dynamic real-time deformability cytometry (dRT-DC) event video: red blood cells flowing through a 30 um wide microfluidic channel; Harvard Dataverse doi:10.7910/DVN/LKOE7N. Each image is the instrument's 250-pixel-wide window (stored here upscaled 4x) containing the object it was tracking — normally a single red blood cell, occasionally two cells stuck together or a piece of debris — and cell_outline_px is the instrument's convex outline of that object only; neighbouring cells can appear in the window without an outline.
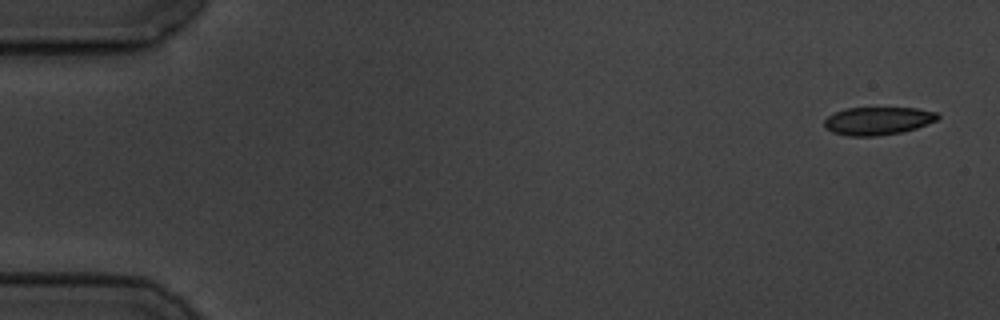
{"species": "common noctule bat (a hibernating species)", "species_latin": "Nyctalus noctula", "temperature_condition": "cold", "stored_images_in_passage": 15, "camera_frame_rate_fps": 3000, "um_per_image_px": 0.085, "animal": {"sex": "male", "body_mass_g": 19.5, "forearm_length_mm": 54.6}, "frame": {"image": 1, "passage_image": 1, "time_ms": 0.0, "image_size_px": [1000, 320], "cell_outline_px": [[940, 116], [936, 120], [916, 128], [904, 132], [876, 136], [848, 136], [832, 132], [824, 124], [824, 120], [828, 116], [844, 108], [916, 108], [936, 112]], "centroid_in_image_um": [74.62, 10.27], "position_along_channel_um": 10.4, "area_um2": 18.38}}
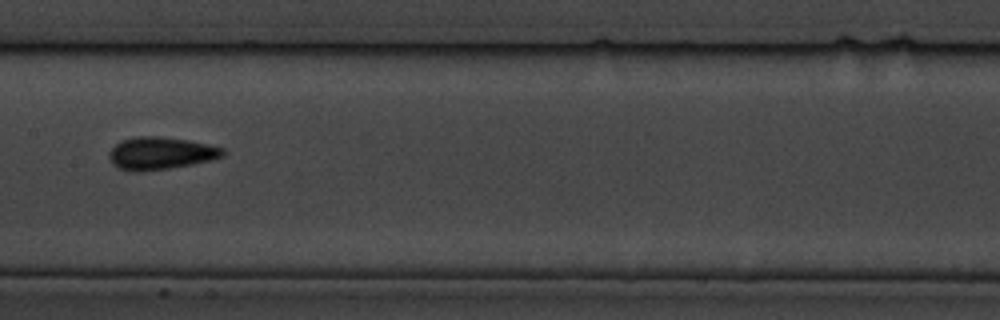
{"frame": {"image": 2, "passage_image": 8, "time_ms": 9.0, "image_size_px": [1000, 320], "cell_outline_px": [[224, 156], [192, 164], [168, 168], [136, 172], [132, 172], [116, 168], [112, 164], [108, 156], [108, 152], [120, 140], [136, 136], [156, 136], [188, 140], [224, 148]], "centroid_in_image_um": [13.58, 13.03], "position_along_channel_um": 193.8, "area_um2": 21.5}}
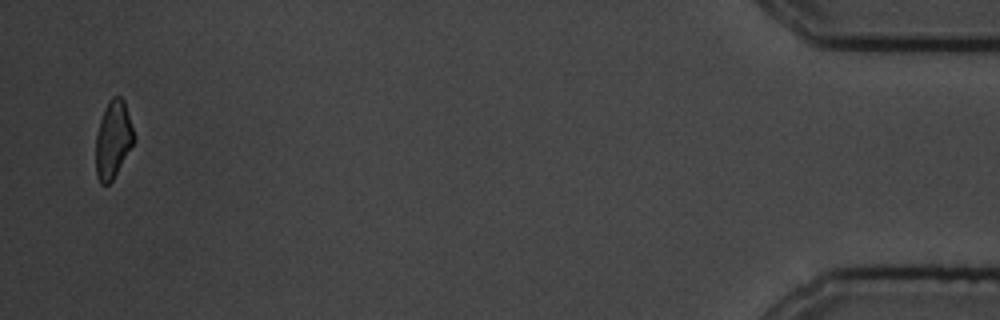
{"frame": {"image": 3, "passage_image": 15, "time_ms": 18.0, "image_size_px": [1000, 320], "cell_outline_px": [[136, 140], [112, 180], [108, 184], [100, 184], [96, 176], [96, 136], [100, 120], [104, 108], [108, 100], [112, 96], [120, 96], [124, 100], [136, 136]], "centroid_in_image_um": [9.63, 11.84], "position_along_channel_um": 425.6, "area_um2": 17.4}, "authors_computed_cell_mechanics": {"area_um2": 19.1318, "velocity_mm_per_s": 3.5117, "shape_relaxation_time_tau1_ms": 3.3484, "shape_relaxation_time_tau2_ms": 2.35, "deformation_change_tau1": 0.0969, "deformation_change_tau2": 0.0823}}